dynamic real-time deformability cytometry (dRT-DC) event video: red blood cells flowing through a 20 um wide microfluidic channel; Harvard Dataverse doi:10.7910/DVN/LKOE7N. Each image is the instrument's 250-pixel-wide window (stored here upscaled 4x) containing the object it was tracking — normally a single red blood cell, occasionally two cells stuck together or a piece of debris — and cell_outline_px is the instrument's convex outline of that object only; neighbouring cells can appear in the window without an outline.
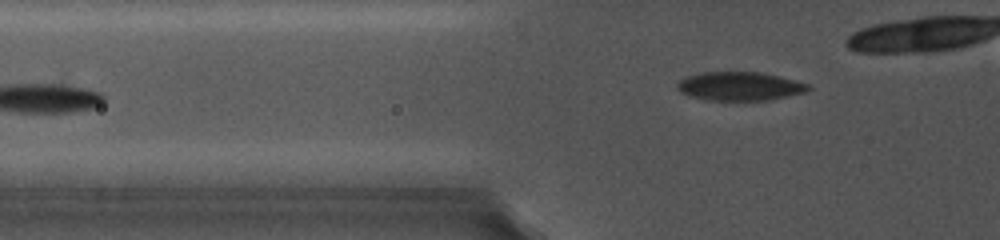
{"species": "common noctule bat (a hibernating species)", "species_latin": "Nyctalus noctula", "temperature_condition": "cold", "stored_images_in_passage": 5, "camera_frame_rate_fps": 5000, "um_per_image_px": 0.085, "animal": {"sex": "female", "body_mass_g": 19.0, "forearm_length_mm": 56.7}, "frame": {"image": 1, "passage_image": 5, "time_ms": 4.6, "image_size_px": [1000, 240], "cell_outline_px": [[812, 88], [808, 92], [768, 100], [708, 100], [688, 96], [680, 92], [676, 88], [676, 84], [680, 80], [688, 76], [700, 72], [760, 72], [780, 76], [808, 84]], "centroid_in_image_um": [62.88, 7.33], "position_along_channel_um": 62.9, "area_um2": 22.02}}